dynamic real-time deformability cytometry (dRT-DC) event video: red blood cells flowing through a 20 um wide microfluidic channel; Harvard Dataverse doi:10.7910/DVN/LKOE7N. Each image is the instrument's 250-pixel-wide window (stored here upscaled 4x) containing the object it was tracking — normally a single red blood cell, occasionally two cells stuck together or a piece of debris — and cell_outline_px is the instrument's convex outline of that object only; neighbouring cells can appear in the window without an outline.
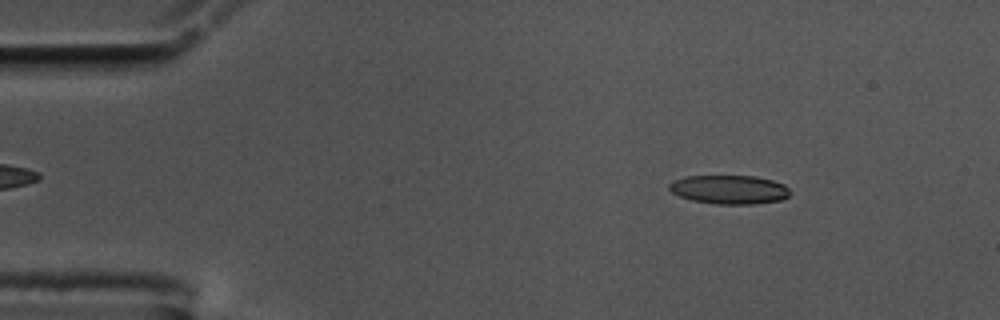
{"species": "common noctule bat (a hibernating species)", "species_latin": "Nyctalus noctula", "temperature_condition": "cold", "stored_images_in_passage": 55, "camera_frame_rate_fps": 3000, "um_per_image_px": 0.085, "animal": {"sex": "male", "body_mass_g": 17.5, "forearm_length_mm": 52.3}, "frame": {"image": 1, "passage_image": 7, "time_ms": 2.0, "image_size_px": [1000, 320], "cell_outline_px": [[792, 192], [788, 196], [780, 200], [752, 204], [716, 204], [692, 200], [680, 196], [672, 192], [668, 188], [668, 184], [672, 180], [684, 176], [756, 176], [772, 180], [784, 184]], "centroid_in_image_um": [61.98, 16.1], "position_along_channel_um": 23.0, "area_um2": 20.4}}
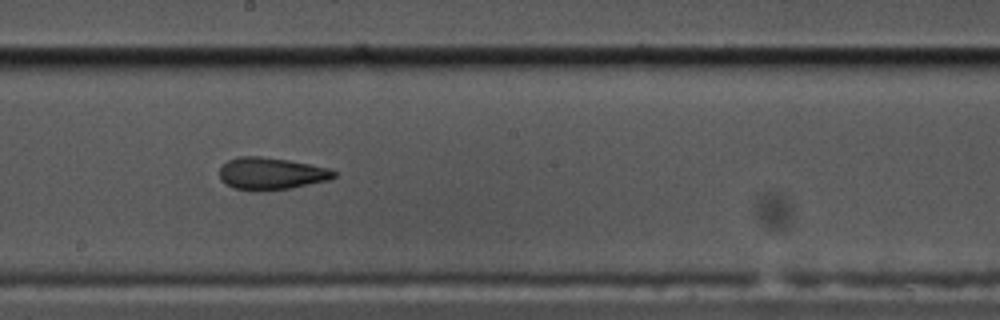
{"frame": {"image": 2, "passage_image": 30, "time_ms": 9.667, "image_size_px": [1000, 320], "cell_outline_px": [[336, 176], [328, 180], [292, 188], [252, 192], [232, 188], [220, 180], [220, 168], [228, 160], [236, 156], [260, 156], [288, 160], [332, 168], [336, 172]], "centroid_in_image_um": [23.04, 14.76], "position_along_channel_um": 225.2, "area_um2": 21.79}}
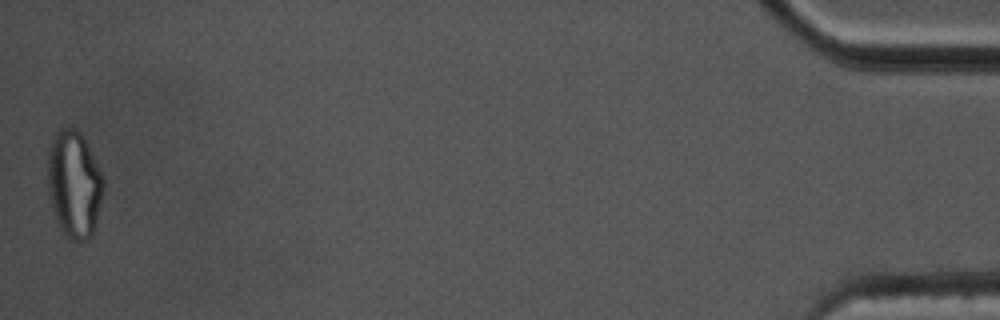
{"frame": {"image": 3, "passage_image": 55, "time_ms": 18.0, "image_size_px": [1000, 320], "cell_outline_px": [[104, 188], [92, 236], [88, 240], [68, 240], [60, 228], [56, 220], [48, 196], [48, 152], [52, 140], [56, 132], [60, 128], [72, 128], [80, 132], [104, 180]], "centroid_in_image_um": [6.28, 15.7], "position_along_channel_um": 428.9, "area_um2": 34.39}, "authors_computed_cell_mechanics": {"area_um2": 21.5016, "velocity_mm_per_s": 3.5827, "shape_relaxation_time_tau1_ms": null, "shape_relaxation_time_tau2_ms": 2.669, "deformation_change_tau1": null, "deformation_change_tau2": 0.1003}}